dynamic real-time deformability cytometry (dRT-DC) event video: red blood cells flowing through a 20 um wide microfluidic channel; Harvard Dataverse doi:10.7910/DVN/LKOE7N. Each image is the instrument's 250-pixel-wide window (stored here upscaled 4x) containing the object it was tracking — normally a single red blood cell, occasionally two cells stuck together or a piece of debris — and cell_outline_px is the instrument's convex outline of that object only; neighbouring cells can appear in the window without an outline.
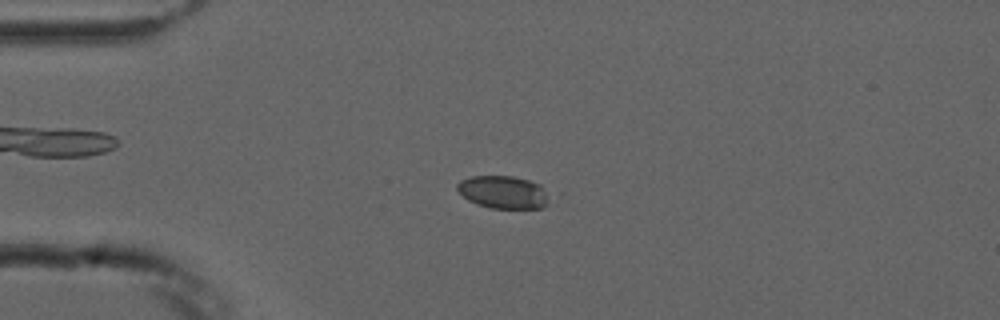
{"species": "common noctule bat (a hibernating species)", "species_latin": "Nyctalus noctula", "temperature_condition": "cold", "stored_images_in_passage": 5, "camera_frame_rate_fps": 3000, "um_per_image_px": 0.085, "animal": {"sex": "male", "forearm_length_mm": 52.5}, "frame": {"image": 1, "passage_image": 2, "time_ms": 1.0, "image_size_px": [1000, 320], "cell_outline_px": [[564, 192], [544, 208], [488, 208], [476, 204], [468, 200], [456, 188], [456, 184], [460, 180], [472, 176], [512, 176], [528, 180]], "centroid_in_image_um": [43.05, 16.34], "position_along_channel_um": 41.9, "area_um2": 18.9}}
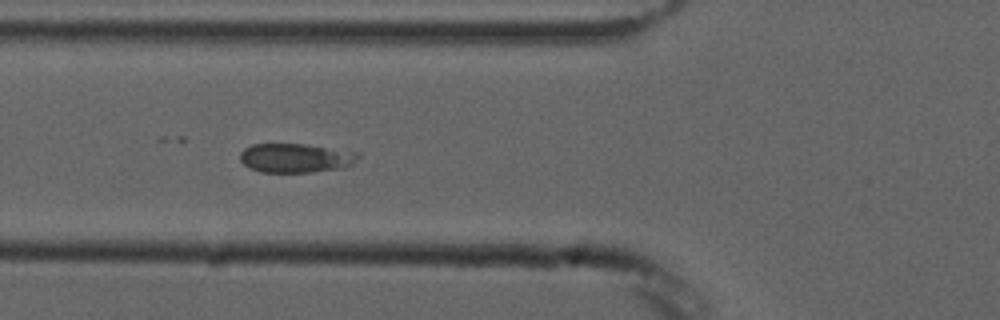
{"frame": {"image": 2, "passage_image": 4, "time_ms": 3.333, "image_size_px": [1000, 320], "cell_outline_px": [[360, 156], [348, 168], [312, 172], [260, 172], [248, 168], [240, 160], [240, 152], [244, 148], [252, 144], [304, 144], [360, 152]], "centroid_in_image_um": [25.15, 13.43], "position_along_channel_um": 100.6, "area_um2": 20.35}}
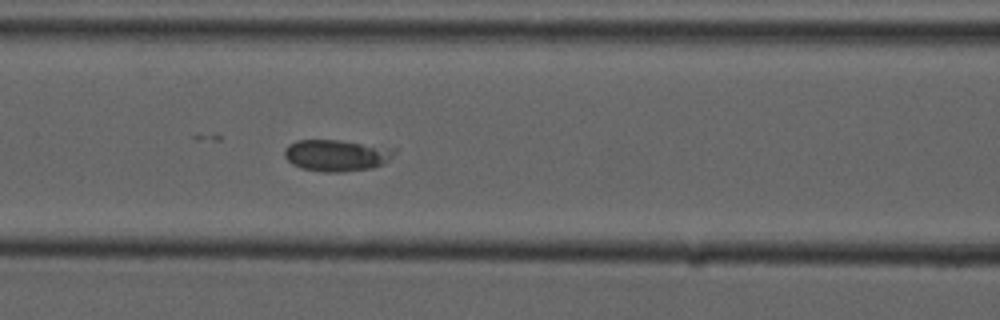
{"frame": {"image": 3, "passage_image": 5, "time_ms": 4.333, "image_size_px": [1000, 320], "cell_outline_px": [[396, 152], [384, 164], [372, 168], [340, 172], [324, 172], [300, 168], [292, 164], [284, 156], [284, 148], [288, 144], [296, 140], [340, 140], [396, 148]], "centroid_in_image_um": [28.59, 13.2], "position_along_channel_um": 138.0, "area_um2": 20.4}}